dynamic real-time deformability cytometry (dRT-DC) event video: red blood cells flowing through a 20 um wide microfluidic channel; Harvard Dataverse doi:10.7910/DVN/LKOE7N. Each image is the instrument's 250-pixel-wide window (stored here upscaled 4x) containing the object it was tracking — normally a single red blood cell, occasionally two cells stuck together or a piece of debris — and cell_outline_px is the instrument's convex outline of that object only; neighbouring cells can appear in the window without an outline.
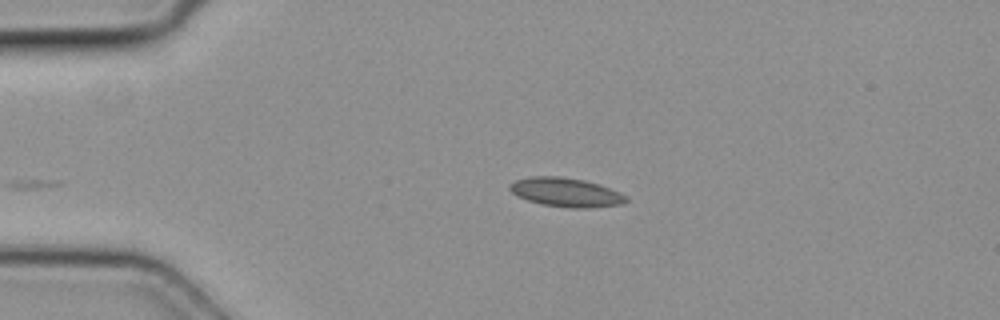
{"species": "common noctule bat (a hibernating species)", "species_latin": "Nyctalus noctula", "temperature_condition": "cold", "stored_images_in_passage": 3, "camera_frame_rate_fps": 3000, "um_per_image_px": 0.085, "animal": {"sex": "female", "body_mass_g": 19.3, "forearm_length_mm": 54.1}, "frame": {"image": 1, "passage_image": 3, "time_ms": 0.667, "image_size_px": [1000, 320], "cell_outline_px": [[628, 200], [624, 204], [588, 208], [568, 208], [544, 204], [528, 200], [516, 196], [508, 188], [508, 184], [516, 180], [528, 176], [560, 176], [584, 180], [620, 192], [628, 196]], "centroid_in_image_um": [48.09, 16.34], "position_along_channel_um": 36.9, "area_um2": 19.71}}